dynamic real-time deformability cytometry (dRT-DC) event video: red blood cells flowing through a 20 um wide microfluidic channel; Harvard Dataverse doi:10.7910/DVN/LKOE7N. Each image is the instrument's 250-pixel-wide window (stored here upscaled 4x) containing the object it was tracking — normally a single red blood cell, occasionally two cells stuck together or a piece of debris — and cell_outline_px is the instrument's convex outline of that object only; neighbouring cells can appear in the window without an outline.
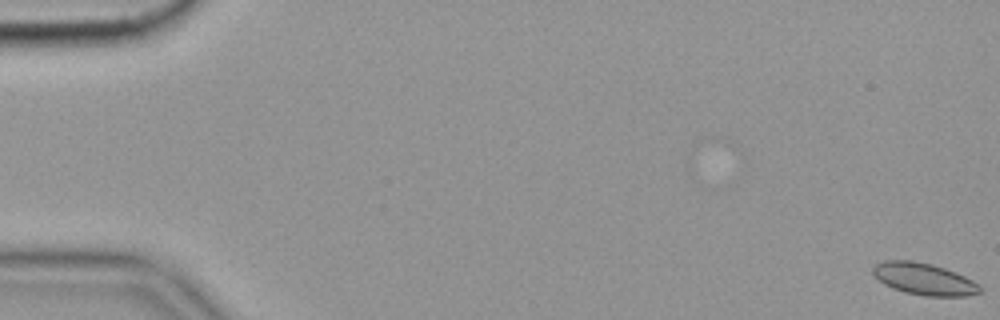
{"species": "common noctule bat (a hibernating species)", "species_latin": "Nyctalus noctula", "temperature_condition": "cold", "stored_images_in_passage": 58, "camera_frame_rate_fps": 3000, "um_per_image_px": 0.085, "animal": {"sex": "female", "body_mass_g": 19.9}, "frame": {"image": 1, "passage_image": 1, "time_ms": 0.0, "image_size_px": [1000, 320], "cell_outline_px": [[980, 292], [968, 296], [924, 296], [904, 292], [892, 288], [884, 284], [872, 272], [872, 268], [876, 264], [884, 260], [912, 260], [932, 264], [956, 272], [980, 284]], "centroid_in_image_um": [78.54, 23.71], "position_along_channel_um": 6.5, "area_um2": 19.88}}
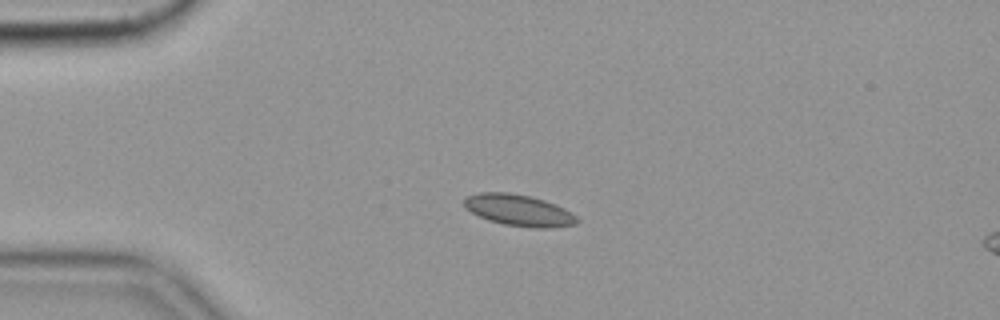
{"frame": {"image": 2, "passage_image": 15, "time_ms": 4.667, "image_size_px": [1000, 320], "cell_outline_px": [[580, 220], [576, 224], [548, 228], [536, 228], [504, 224], [488, 220], [464, 208], [464, 196], [480, 192], [508, 192], [528, 196], [544, 200], [564, 208], [572, 212]], "centroid_in_image_um": [44.09, 17.87], "position_along_channel_um": 40.9, "area_um2": 20.63}, "authors_computed_cell_mechanics": {"area_um2": 19.2763, "velocity_mm_per_s": 3.5002, "shape_relaxation_time_tau1_ms": null, "shape_relaxation_time_tau2_ms": 2.8081, "deformation_change_tau1": null, "deformation_change_tau2": 0.0593}}